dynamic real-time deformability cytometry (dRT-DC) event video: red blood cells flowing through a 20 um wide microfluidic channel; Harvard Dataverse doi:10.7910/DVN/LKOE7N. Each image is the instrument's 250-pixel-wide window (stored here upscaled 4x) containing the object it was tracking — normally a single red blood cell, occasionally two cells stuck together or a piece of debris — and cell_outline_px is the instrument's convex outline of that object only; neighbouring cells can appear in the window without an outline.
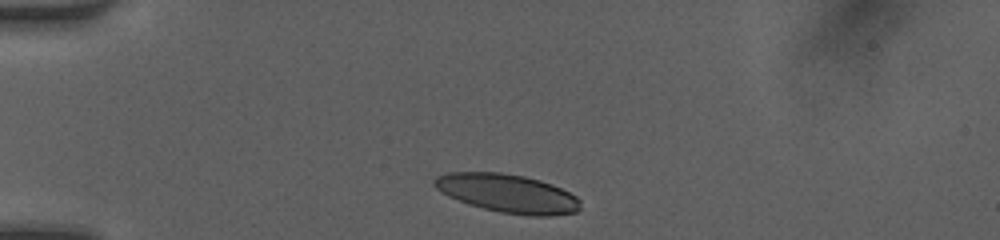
{"species": "human", "species_latin": "Homo sapiens", "temperature_condition": "room temperature", "stored_images_in_passage": 33, "camera_frame_rate_fps": 3000, "um_per_image_px": 0.085, "donor": {"sex": "female"}, "frame": {"image": 1, "passage_image": 1, "time_ms": 0.0, "image_size_px": [1000, 240], "cell_outline_px": [[580, 208], [576, 212], [552, 216], [528, 216], [500, 212], [468, 204], [448, 196], [436, 188], [432, 184], [432, 180], [436, 176], [448, 172], [500, 172], [524, 176], [540, 180], [552, 184], [576, 196], [580, 200]], "centroid_in_image_um": [43.13, 16.43], "position_along_channel_um": 41.9, "area_um2": 32.89}}
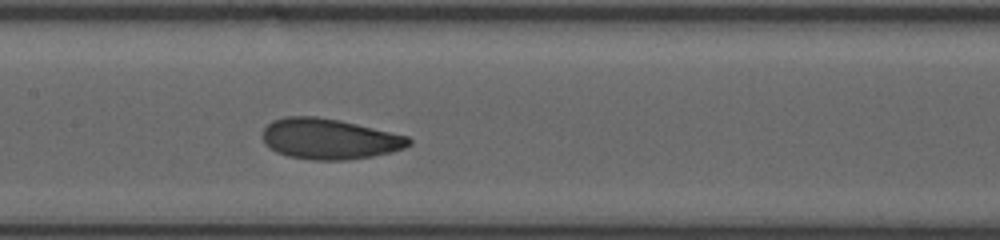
{"frame": {"image": 2, "passage_image": 14, "time_ms": 4.333, "image_size_px": [1000, 240], "cell_outline_px": [[412, 144], [404, 148], [392, 152], [372, 156], [348, 160], [312, 160], [288, 156], [276, 152], [264, 144], [264, 128], [272, 120], [284, 116], [316, 116], [340, 120], [408, 136], [412, 140]], "centroid_in_image_um": [28.0, 11.81], "position_along_channel_um": 179.4, "area_um2": 34.74}}
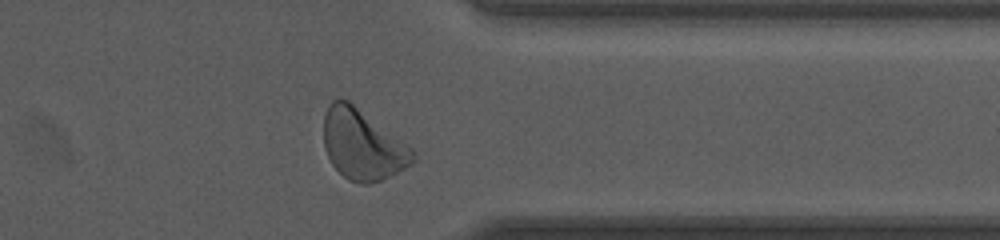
{"frame": {"image": 3, "passage_image": 29, "time_ms": 9.333, "image_size_px": [1000, 240], "cell_outline_px": [[416, 160], [412, 164], [380, 180], [368, 184], [360, 184], [348, 180], [332, 164], [324, 148], [324, 112], [328, 104], [332, 100], [348, 100], [412, 148], [416, 152]], "centroid_in_image_um": [30.8, 12.3], "position_along_channel_um": 380.6, "area_um2": 36.24}, "authors_computed_cell_mechanics": {"area_um2": 34.391, "velocity_mm_per_s": 4.1114, "shape_relaxation_time_tau1_ms": 3.3736, "shape_relaxation_time_tau2_ms": 1.3699, "deformation_change_tau1": 0.1445, "deformation_change_tau2": 0.0721}}